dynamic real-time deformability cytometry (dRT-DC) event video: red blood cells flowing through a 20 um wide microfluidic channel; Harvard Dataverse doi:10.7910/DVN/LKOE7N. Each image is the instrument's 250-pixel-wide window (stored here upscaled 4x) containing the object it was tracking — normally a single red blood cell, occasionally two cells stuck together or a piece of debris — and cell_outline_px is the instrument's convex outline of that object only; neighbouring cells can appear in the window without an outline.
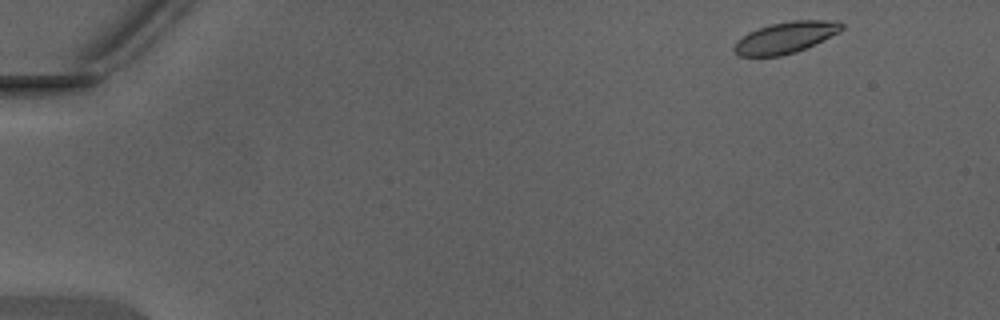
{"species": "Egyptian fruit bat (a non-hibernating species)", "species_latin": "Rousettus aegyptiacus", "temperature_condition": "warm", "stored_images_in_passage": 7, "camera_frame_rate_fps": 3000, "um_per_image_px": 0.085, "animal": {"sex": "male"}, "frame": {"image": 1, "passage_image": 2, "time_ms": 0.333, "image_size_px": [1000, 320], "cell_outline_px": [[844, 28], [840, 32], [796, 52], [780, 56], [740, 56], [732, 48], [736, 40], [748, 32], [772, 24], [788, 20], [840, 20], [844, 24]], "centroid_in_image_um": [66.8, 3.17], "position_along_channel_um": 18.2, "area_um2": 19.71}}